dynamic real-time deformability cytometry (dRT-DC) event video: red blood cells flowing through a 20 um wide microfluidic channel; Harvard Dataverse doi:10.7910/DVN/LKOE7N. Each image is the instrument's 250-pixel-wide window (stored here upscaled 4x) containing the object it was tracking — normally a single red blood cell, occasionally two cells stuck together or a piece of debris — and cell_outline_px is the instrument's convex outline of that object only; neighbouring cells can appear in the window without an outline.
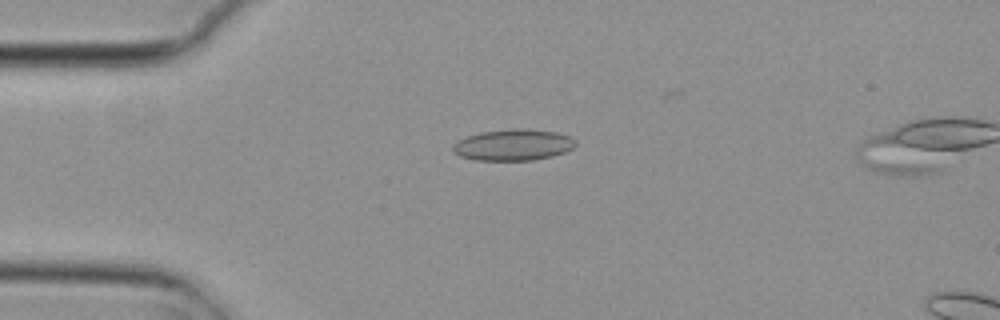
{"species": "common noctule bat (a hibernating species)", "species_latin": "Nyctalus noctula", "temperature_condition": "cold", "stored_images_in_passage": 43, "camera_frame_rate_fps": 3000, "um_per_image_px": 0.085, "animal": {"sex": "female", "body_mass_g": 29.2, "forearm_length_mm": 56.3}, "frame": {"image": 1, "passage_image": 1, "time_ms": 0.0, "image_size_px": [1000, 320], "cell_outline_px": [[576, 144], [572, 148], [564, 152], [552, 156], [532, 160], [476, 160], [460, 156], [452, 152], [452, 144], [456, 140], [480, 132], [516, 128], [524, 128], [556, 132], [568, 136], [576, 140]], "centroid_in_image_um": [43.59, 12.31], "position_along_channel_um": 41.4, "area_um2": 22.43}}
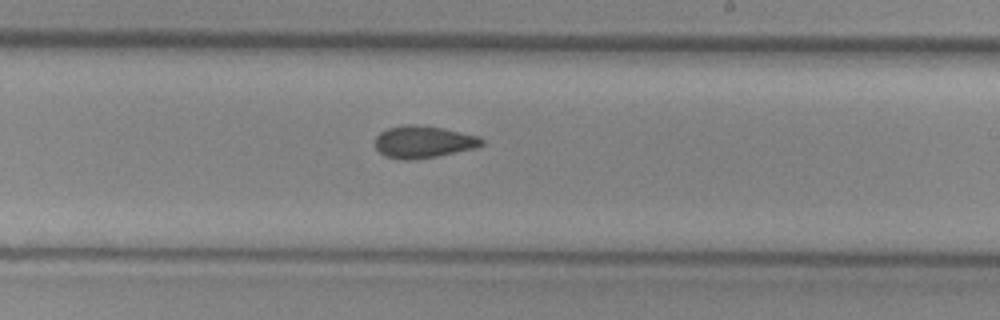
{"frame": {"image": 2, "passage_image": 20, "time_ms": 6.333, "image_size_px": [1000, 320], "cell_outline_px": [[484, 144], [476, 148], [436, 156], [412, 160], [400, 160], [384, 156], [376, 148], [376, 136], [380, 132], [388, 128], [404, 124], [416, 124], [444, 128], [476, 136], [484, 140]], "centroid_in_image_um": [35.96, 12.06], "position_along_channel_um": 253.0, "area_um2": 20.0}}
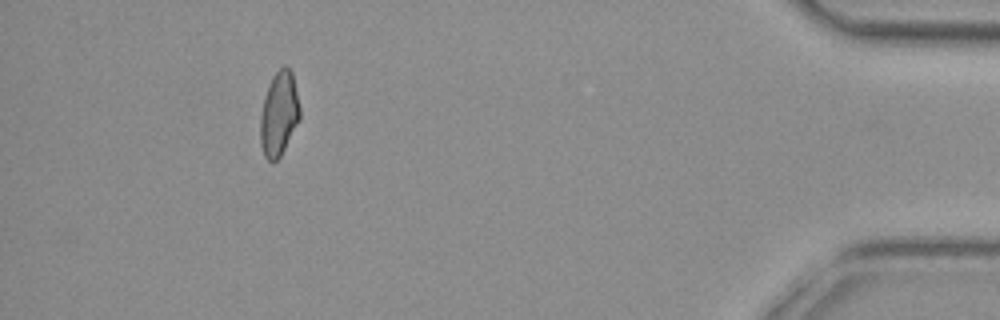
{"frame": {"image": 3, "passage_image": 38, "time_ms": 12.333, "image_size_px": [1000, 320], "cell_outline_px": [[300, 120], [280, 156], [272, 164], [264, 156], [260, 144], [260, 120], [264, 96], [268, 84], [272, 76], [284, 64], [292, 72], [300, 108]], "centroid_in_image_um": [23.7, 9.69], "position_along_channel_um": 411.5, "area_um2": 19.54}, "authors_computed_cell_mechanics": {"area_um2": 19.8254, "velocity_mm_per_s": 3.7211, "shape_relaxation_time_tau1_ms": null, "shape_relaxation_time_tau2_ms": 4.6575, "deformation_change_tau1": null, "deformation_change_tau2": 0.1065}}